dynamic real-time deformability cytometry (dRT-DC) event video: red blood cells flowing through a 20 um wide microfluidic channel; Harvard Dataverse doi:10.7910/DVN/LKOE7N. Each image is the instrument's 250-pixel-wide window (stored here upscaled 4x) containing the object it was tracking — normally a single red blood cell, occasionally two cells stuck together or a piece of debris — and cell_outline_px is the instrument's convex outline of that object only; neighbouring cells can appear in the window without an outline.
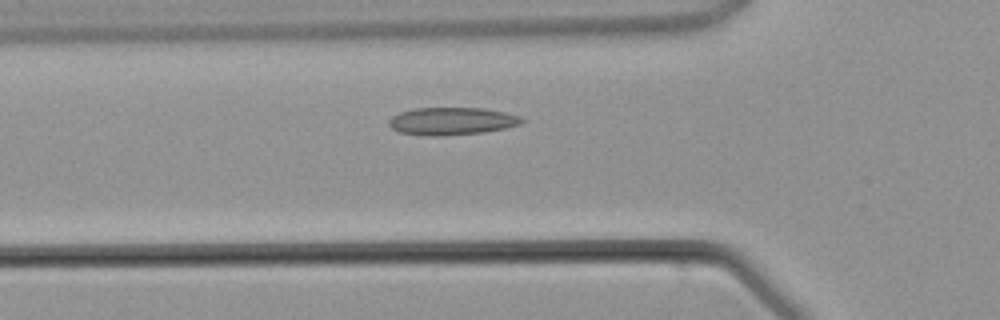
{"species": "common noctule bat (a hibernating species)", "species_latin": "Nyctalus noctula", "temperature_condition": "warm", "stored_images_in_passage": 2, "camera_frame_rate_fps": 3000, "um_per_image_px": 0.085, "animal": {"sex": "male", "body_mass_g": 21.5, "forearm_length_mm": 52.0}, "frame": {"image": 1, "passage_image": 2, "time_ms": 1.333, "image_size_px": [1000, 320], "cell_outline_px": [[524, 120], [520, 124], [504, 128], [484, 132], [436, 136], [400, 132], [392, 128], [388, 124], [388, 120], [392, 116], [400, 112], [416, 108], [484, 108], [504, 112], [520, 116]], "centroid_in_image_um": [38.4, 10.28], "position_along_channel_um": 87.4, "area_um2": 21.1}}